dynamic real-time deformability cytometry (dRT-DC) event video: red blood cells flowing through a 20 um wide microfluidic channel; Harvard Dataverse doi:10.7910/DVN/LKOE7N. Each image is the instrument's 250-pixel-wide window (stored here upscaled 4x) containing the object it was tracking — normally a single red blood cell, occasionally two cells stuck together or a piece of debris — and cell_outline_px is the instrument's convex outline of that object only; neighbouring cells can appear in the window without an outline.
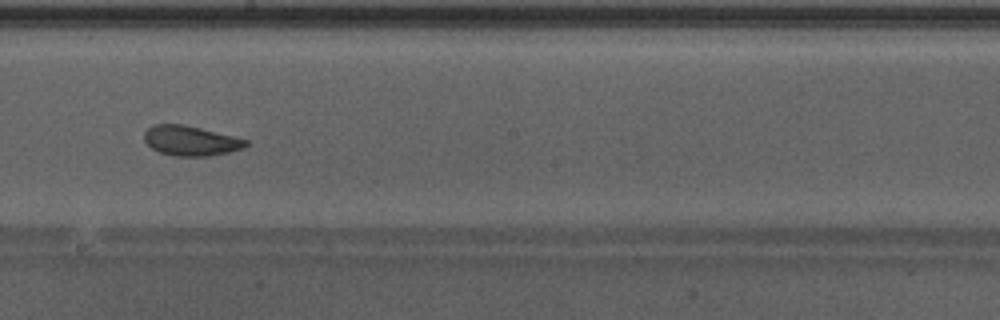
{"species": "Egyptian fruit bat (a non-hibernating species)", "species_latin": "Rousettus aegyptiacus", "temperature_condition": "warm", "stored_images_in_passage": 37, "camera_frame_rate_fps": 3000, "um_per_image_px": 0.085, "animal": {"sex": "male"}, "frame": {"image": 1, "passage_image": 16, "time_ms": 5.0, "image_size_px": [1000, 320], "cell_outline_px": [[248, 144], [244, 148], [228, 152], [208, 156], [172, 156], [160, 152], [152, 148], [144, 140], [144, 132], [152, 124], [184, 124], [236, 136], [248, 140]], "centroid_in_image_um": [16.22, 11.95], "position_along_channel_um": 232.0, "area_um2": 17.86}, "authors_computed_cell_mechanics": {"area_um2": 18.7272, "velocity_mm_per_s": 4.266, "shape_relaxation_time_tau1_ms": 3.19, "shape_relaxation_time_tau2_ms": 1.5724, "deformation_change_tau1": 0.1255, "deformation_change_tau2": 0.086}}